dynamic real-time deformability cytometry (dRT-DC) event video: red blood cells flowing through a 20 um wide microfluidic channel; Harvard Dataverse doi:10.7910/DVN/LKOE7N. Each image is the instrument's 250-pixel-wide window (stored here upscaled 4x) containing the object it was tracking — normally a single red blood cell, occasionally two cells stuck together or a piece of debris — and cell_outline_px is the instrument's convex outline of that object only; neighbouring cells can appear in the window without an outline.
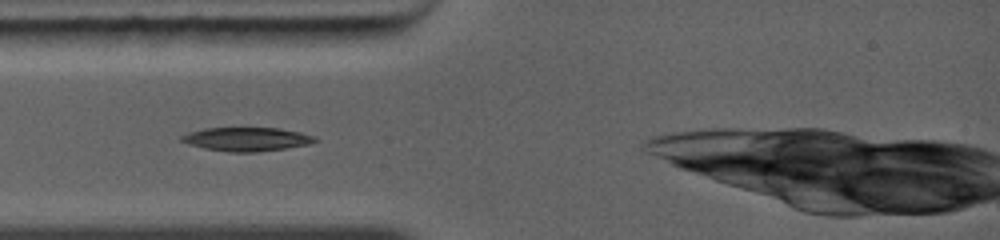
{"species": "common noctule bat (a hibernating species)", "species_latin": "Nyctalus noctula", "temperature_condition": "warm", "stored_images_in_passage": 4, "camera_frame_rate_fps": 5000, "um_per_image_px": 0.085, "animal": {"sex": "female", "body_mass_g": 19.0, "forearm_length_mm": 56.7}, "frame": {"image": 1, "passage_image": 2, "time_ms": 1.0, "image_size_px": [1000, 240], "cell_outline_px": [[320, 140], [308, 144], [284, 148], [256, 152], [228, 152], [204, 148], [180, 140], [180, 136], [204, 128], [276, 128], [300, 132], [312, 136]], "centroid_in_image_um": [20.98, 11.83], "position_along_channel_um": 64.0, "area_um2": 18.09}}
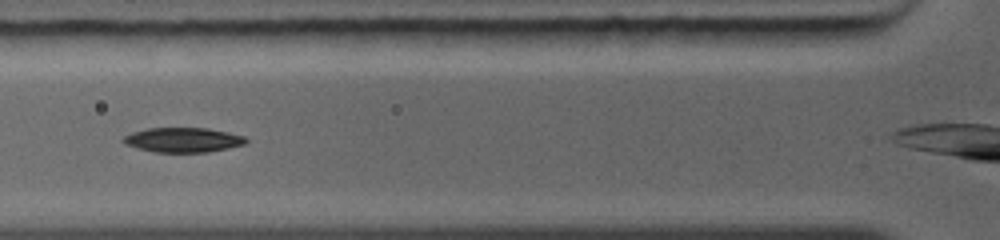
{"frame": {"image": 2, "passage_image": 3, "time_ms": 2.0, "image_size_px": [1000, 240], "cell_outline_px": [[248, 140], [244, 144], [208, 152], [156, 152], [124, 144], [120, 140], [124, 136], [132, 132], [148, 128], [208, 128], [228, 132], [244, 136]], "centroid_in_image_um": [15.54, 11.88], "position_along_channel_um": 110.3, "area_um2": 17.51}}
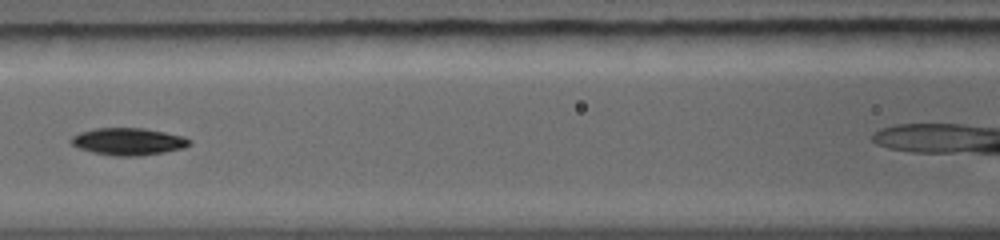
{"frame": {"image": 3, "passage_image": 4, "time_ms": 3.0, "image_size_px": [1000, 240], "cell_outline_px": [[192, 144], [180, 148], [164, 152], [140, 156], [112, 156], [92, 152], [80, 148], [72, 144], [68, 140], [72, 136], [80, 132], [96, 128], [144, 128], [184, 136], [192, 140]], "centroid_in_image_um": [10.9, 12.03], "position_along_channel_um": 155.7, "area_um2": 18.79}}